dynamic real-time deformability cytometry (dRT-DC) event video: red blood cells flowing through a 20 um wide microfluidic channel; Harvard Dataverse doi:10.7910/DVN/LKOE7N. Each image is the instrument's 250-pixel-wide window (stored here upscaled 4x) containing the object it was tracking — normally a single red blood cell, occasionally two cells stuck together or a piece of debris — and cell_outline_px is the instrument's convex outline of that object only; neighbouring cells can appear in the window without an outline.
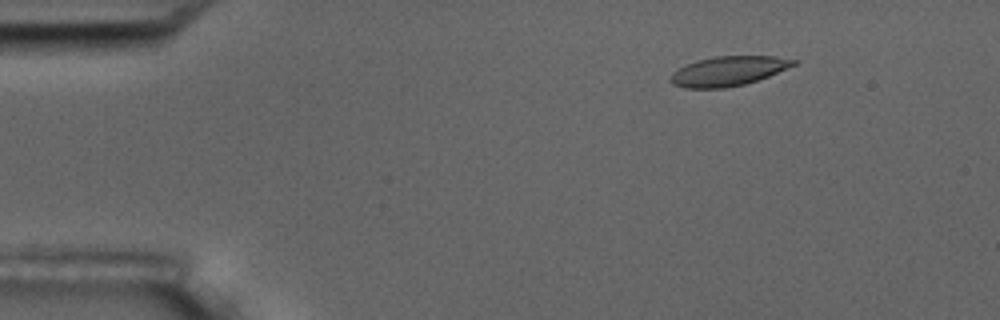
{"species": "common noctule bat (a hibernating species)", "species_latin": "Nyctalus noctula", "temperature_condition": "room temperature", "stored_images_in_passage": 15, "camera_frame_rate_fps": 3000, "um_per_image_px": 0.085, "animal": {"sex": "male", "body_mass_g": 17.5, "forearm_length_mm": 52.3}, "frame": {"image": 1, "passage_image": 1, "time_ms": 0.0, "image_size_px": [1000, 320], "cell_outline_px": [[800, 60], [796, 64], [768, 76], [744, 84], [724, 88], [684, 88], [672, 84], [668, 80], [672, 72], [696, 60], [716, 56], [776, 56]], "centroid_in_image_um": [61.89, 6.04], "position_along_channel_um": 23.1, "area_um2": 21.15}}
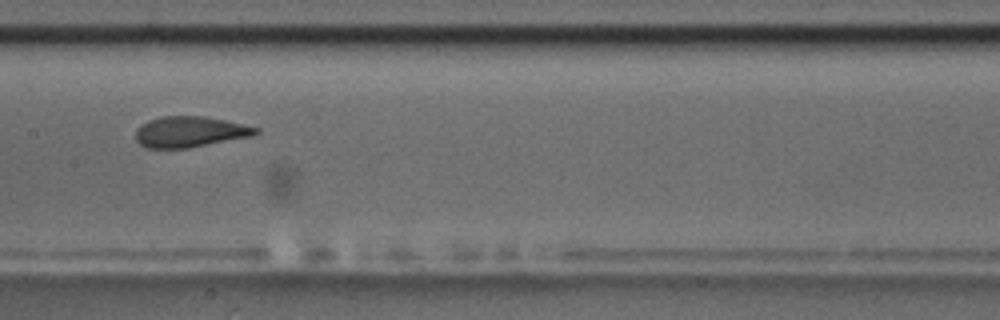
{"frame": {"image": 2, "passage_image": 7, "time_ms": 7.0, "image_size_px": [1000, 320], "cell_outline_px": [[260, 132], [252, 136], [188, 148], [144, 148], [136, 140], [136, 128], [140, 124], [148, 120], [164, 116], [204, 116], [224, 120], [260, 128]], "centroid_in_image_um": [16.12, 11.2], "position_along_channel_um": 191.3, "area_um2": 21.62}}
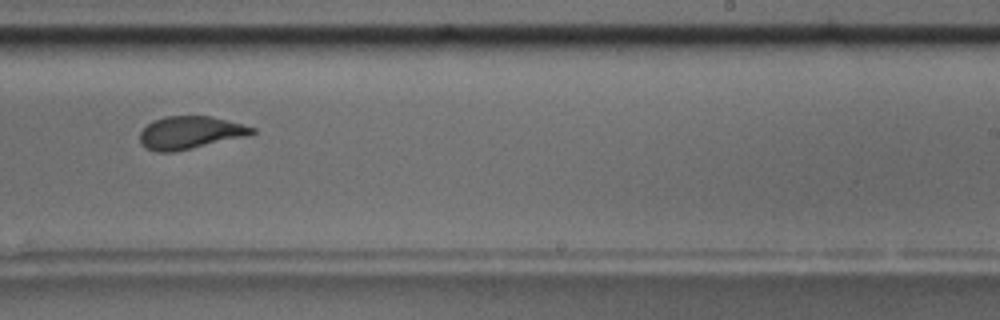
{"frame": {"image": 3, "passage_image": 9, "time_ms": 9.333, "image_size_px": [1000, 320], "cell_outline_px": [[256, 132], [248, 136], [192, 148], [172, 152], [156, 152], [140, 144], [140, 132], [152, 120], [164, 116], [212, 116], [256, 128]], "centroid_in_image_um": [16.16, 11.27], "position_along_channel_um": 272.8, "area_um2": 21.39}, "authors_computed_cell_mechanics": {"area_um2": 22.3108, "velocity_mm_per_s": 3.4987, "shape_relaxation_time_tau1_ms": 5.2643, "shape_relaxation_time_tau2_ms": null, "deformation_change_tau1": 0.1364, "deformation_change_tau2": null}}